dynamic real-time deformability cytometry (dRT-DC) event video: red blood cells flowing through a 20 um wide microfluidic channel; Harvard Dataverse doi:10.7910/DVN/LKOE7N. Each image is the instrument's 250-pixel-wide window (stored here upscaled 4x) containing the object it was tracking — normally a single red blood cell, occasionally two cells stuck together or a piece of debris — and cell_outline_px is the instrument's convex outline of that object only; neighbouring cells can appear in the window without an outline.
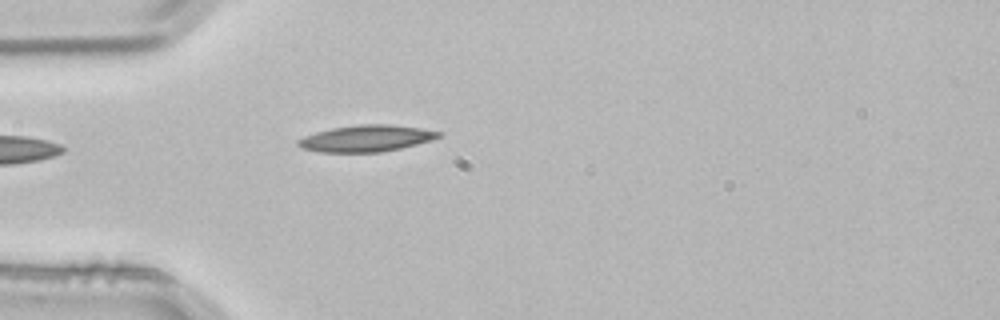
{"species": "common noctule bat (a hibernating species)", "species_latin": "Nyctalus noctula", "temperature_condition": "room temperature", "stored_images_in_passage": 3, "camera_frame_rate_fps": 3000, "um_per_image_px": 0.085, "animal": {"sex": "male", "body_mass_g": 21.5, "forearm_length_mm": 52.0}, "frame": {"image": 1, "passage_image": 3, "time_ms": 0.667, "image_size_px": [1000, 320], "cell_outline_px": [[444, 132], [440, 136], [432, 140], [400, 148], [380, 152], [320, 152], [300, 148], [296, 144], [296, 140], [304, 136], [316, 132], [332, 128], [360, 124], [388, 124], [420, 128]], "centroid_in_image_um": [31.11, 11.76], "position_along_channel_um": 53.9, "area_um2": 21.73}}